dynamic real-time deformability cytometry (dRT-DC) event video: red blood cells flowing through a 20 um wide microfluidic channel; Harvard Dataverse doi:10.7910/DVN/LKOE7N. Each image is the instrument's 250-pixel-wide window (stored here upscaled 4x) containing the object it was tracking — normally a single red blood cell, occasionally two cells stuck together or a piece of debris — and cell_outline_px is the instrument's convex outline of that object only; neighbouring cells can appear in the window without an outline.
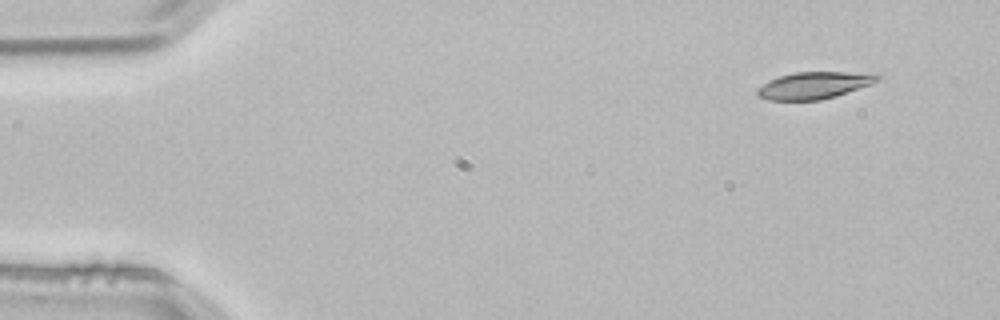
{"species": "common noctule bat (a hibernating species)", "species_latin": "Nyctalus noctula", "temperature_condition": "room temperature", "stored_images_in_passage": 3, "camera_frame_rate_fps": 3000, "um_per_image_px": 0.085, "animal": {"sex": "male", "body_mass_g": 21.5, "forearm_length_mm": 52.0}, "frame": {"image": 1, "passage_image": 1, "time_ms": 0.0, "image_size_px": [1000, 320], "cell_outline_px": [[880, 80], [836, 96], [820, 100], [768, 100], [756, 96], [756, 88], [768, 80], [780, 76], [796, 72], [880, 72]], "centroid_in_image_um": [69.2, 7.24], "position_along_channel_um": 15.8, "area_um2": 19.07}}
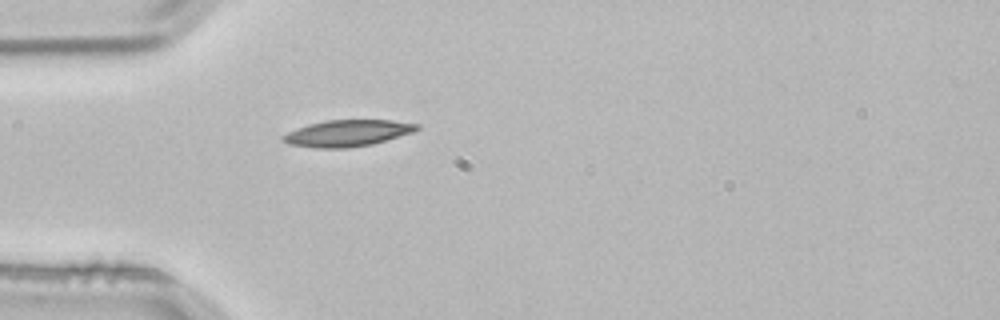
{"frame": {"image": 2, "passage_image": 3, "time_ms": 0.667, "image_size_px": [1000, 320], "cell_outline_px": [[420, 128], [412, 132], [372, 144], [348, 148], [316, 148], [288, 144], [280, 140], [280, 136], [296, 128], [308, 124], [324, 120], [392, 120], [420, 124]], "centroid_in_image_um": [29.48, 11.32], "position_along_channel_um": 55.5, "area_um2": 20.75}}